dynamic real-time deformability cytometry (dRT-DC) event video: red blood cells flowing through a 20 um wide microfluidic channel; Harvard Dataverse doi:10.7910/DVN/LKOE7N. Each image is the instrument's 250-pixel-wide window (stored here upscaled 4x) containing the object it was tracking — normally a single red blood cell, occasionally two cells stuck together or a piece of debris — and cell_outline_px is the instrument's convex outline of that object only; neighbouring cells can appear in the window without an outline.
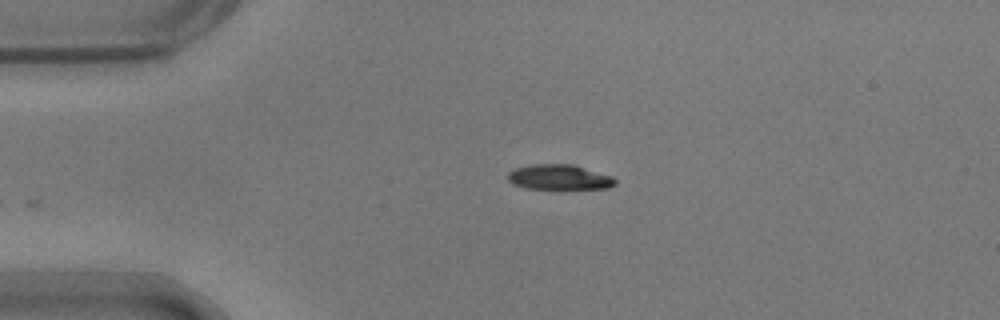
{"species": "common noctule bat (a hibernating species)", "species_latin": "Nyctalus noctula", "temperature_condition": "warm", "stored_images_in_passage": 40, "camera_frame_rate_fps": 3000, "um_per_image_px": 0.085, "animal": {"sex": "male", "body_mass_g": 17.9}, "frame": {"image": 1, "passage_image": 1, "time_ms": 0.0, "image_size_px": [1000, 320], "cell_outline_px": [[616, 184], [608, 188], [524, 188], [512, 184], [508, 180], [508, 172], [516, 168], [532, 164], [572, 164], [612, 176], [616, 180]], "centroid_in_image_um": [47.51, 15.05], "position_along_channel_um": 37.5, "area_um2": 15.55}}
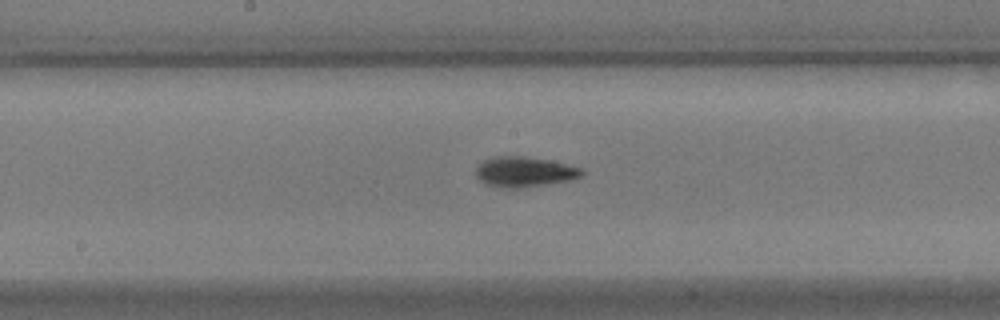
{"frame": {"image": 2, "passage_image": 17, "time_ms": 5.333, "image_size_px": [1000, 320], "cell_outline_px": [[584, 172], [580, 176], [568, 180], [520, 188], [496, 188], [484, 184], [476, 176], [476, 164], [480, 160], [496, 156], [524, 156], [552, 160], [580, 168]], "centroid_in_image_um": [44.47, 14.6], "position_along_channel_um": 203.7, "area_um2": 18.84}}
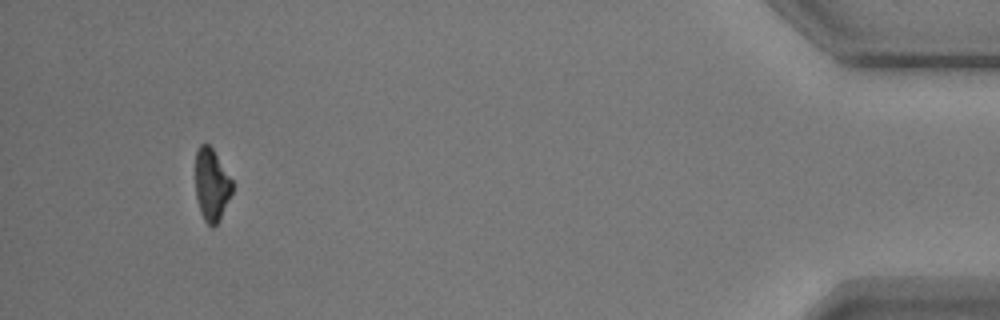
{"frame": {"image": 3, "passage_image": 40, "time_ms": 13.0, "image_size_px": [1000, 320], "cell_outline_px": [[232, 192], [220, 220], [212, 228], [204, 220], [200, 212], [196, 196], [196, 152], [200, 144], [208, 144], [212, 148], [232, 180]], "centroid_in_image_um": [17.98, 15.73], "position_along_channel_um": 417.2, "area_um2": 15.37}, "authors_computed_cell_mechanics": {"area_um2": 17.1955, "velocity_mm_per_s": 3.7111, "shape_relaxation_time_tau1_ms": 2.1638, "shape_relaxation_time_tau2_ms": 2.3964, "deformation_change_tau1": 0.1331, "deformation_change_tau2": 0.0606}}